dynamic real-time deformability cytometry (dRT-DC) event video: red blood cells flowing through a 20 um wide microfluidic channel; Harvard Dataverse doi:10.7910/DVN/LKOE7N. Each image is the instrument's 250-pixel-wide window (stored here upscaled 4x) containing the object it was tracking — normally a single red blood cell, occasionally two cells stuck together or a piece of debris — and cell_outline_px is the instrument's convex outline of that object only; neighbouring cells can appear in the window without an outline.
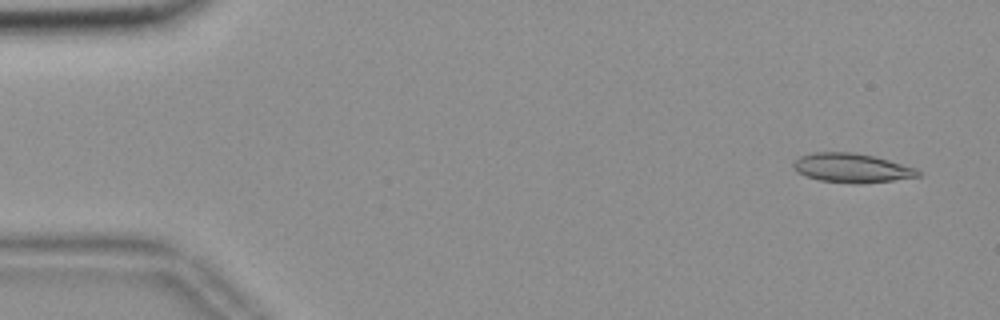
{"species": "common noctule bat (a hibernating species)", "species_latin": "Nyctalus noctula", "temperature_condition": "room temperature", "stored_images_in_passage": 18, "camera_frame_rate_fps": 3000, "um_per_image_px": 0.085, "animal": {"sex": "female", "body_mass_g": 18.4}, "frame": {"image": 1, "passage_image": 3, "time_ms": 0.667, "image_size_px": [1000, 320], "cell_outline_px": [[920, 176], [892, 180], [860, 184], [856, 184], [820, 180], [796, 172], [792, 168], [792, 164], [800, 156], [812, 152], [852, 152], [872, 156], [888, 160], [916, 168], [920, 172]], "centroid_in_image_um": [72.36, 14.27], "position_along_channel_um": 12.6, "area_um2": 21.04}}
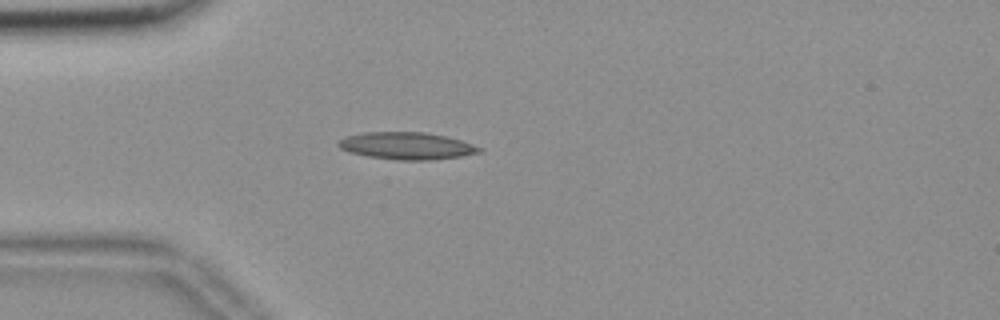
{"frame": {"image": 2, "passage_image": 15, "time_ms": 4.667, "image_size_px": [1000, 320], "cell_outline_px": [[484, 148], [480, 152], [460, 156], [432, 160], [396, 160], [368, 156], [348, 152], [340, 148], [336, 144], [344, 136], [364, 132], [424, 132], [448, 136]], "centroid_in_image_um": [34.55, 12.39], "position_along_channel_um": 50.4, "area_um2": 22.43}}